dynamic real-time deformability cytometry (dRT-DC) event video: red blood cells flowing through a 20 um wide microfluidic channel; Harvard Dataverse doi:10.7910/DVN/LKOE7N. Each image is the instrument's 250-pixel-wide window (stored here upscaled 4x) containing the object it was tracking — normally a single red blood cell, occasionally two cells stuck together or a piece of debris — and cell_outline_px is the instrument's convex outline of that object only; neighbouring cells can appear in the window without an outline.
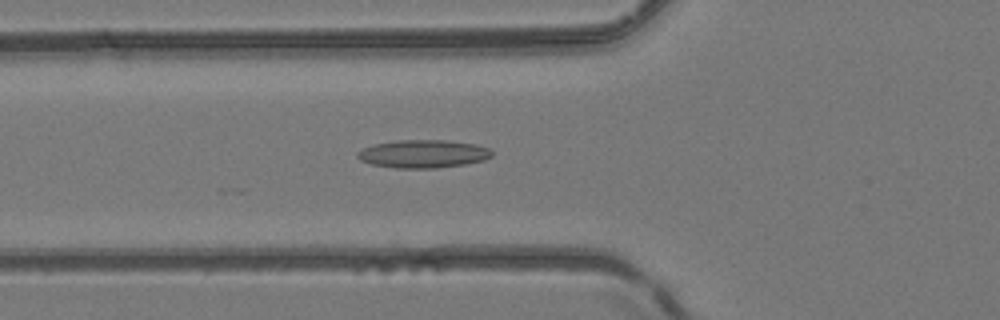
{"species": "common noctule bat (a hibernating species)", "species_latin": "Nyctalus noctula", "temperature_condition": "room temperature", "stored_images_in_passage": 27, "camera_frame_rate_fps": 3000, "um_per_image_px": 0.085, "animal": {"sex": "female", "body_mass_g": 24.6, "forearm_length_mm": 56.2}, "frame": {"image": 1, "passage_image": 17, "time_ms": 5.333, "image_size_px": [1000, 320], "cell_outline_px": [[492, 156], [484, 160], [464, 164], [436, 168], [396, 168], [372, 164], [360, 160], [356, 156], [356, 152], [364, 148], [376, 144], [396, 140], [444, 140], [476, 144], [488, 148], [492, 152]], "centroid_in_image_um": [35.96, 13.08], "position_along_channel_um": 89.8, "area_um2": 21.85}}
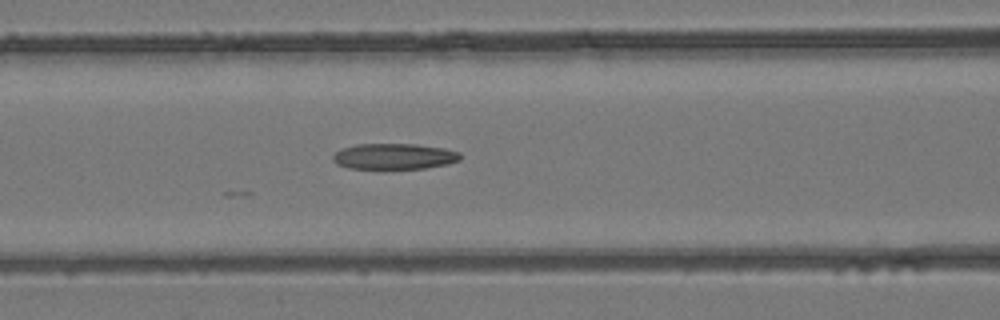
{"frame": {"image": 2, "passage_image": 20, "time_ms": 6.333, "image_size_px": [1000, 320], "cell_outline_px": [[460, 160], [448, 164], [424, 168], [348, 168], [336, 164], [332, 160], [332, 156], [336, 152], [344, 148], [356, 144], [416, 144], [444, 148], [460, 152]], "centroid_in_image_um": [33.51, 13.29], "position_along_channel_um": 133.1, "area_um2": 19.07}}
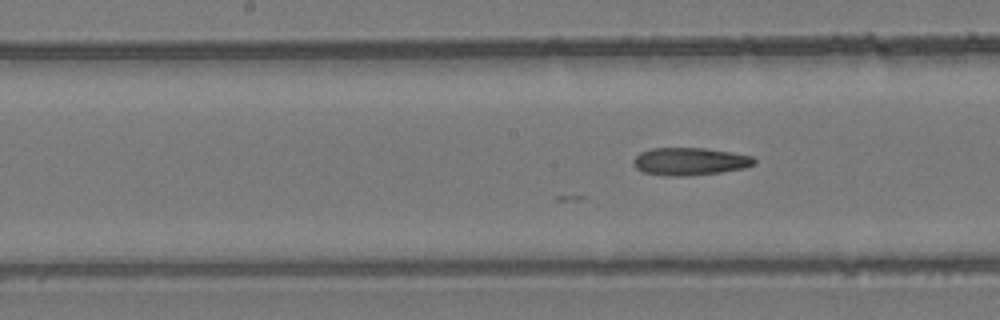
{"frame": {"image": 3, "passage_image": 24, "time_ms": 7.667, "image_size_px": [1000, 320], "cell_outline_px": [[756, 164], [744, 168], [720, 172], [688, 176], [668, 176], [644, 172], [636, 168], [632, 164], [632, 160], [640, 152], [652, 148], [704, 148], [752, 156], [756, 160]], "centroid_in_image_um": [58.61, 13.72], "position_along_channel_um": 189.6, "area_um2": 19.42}}